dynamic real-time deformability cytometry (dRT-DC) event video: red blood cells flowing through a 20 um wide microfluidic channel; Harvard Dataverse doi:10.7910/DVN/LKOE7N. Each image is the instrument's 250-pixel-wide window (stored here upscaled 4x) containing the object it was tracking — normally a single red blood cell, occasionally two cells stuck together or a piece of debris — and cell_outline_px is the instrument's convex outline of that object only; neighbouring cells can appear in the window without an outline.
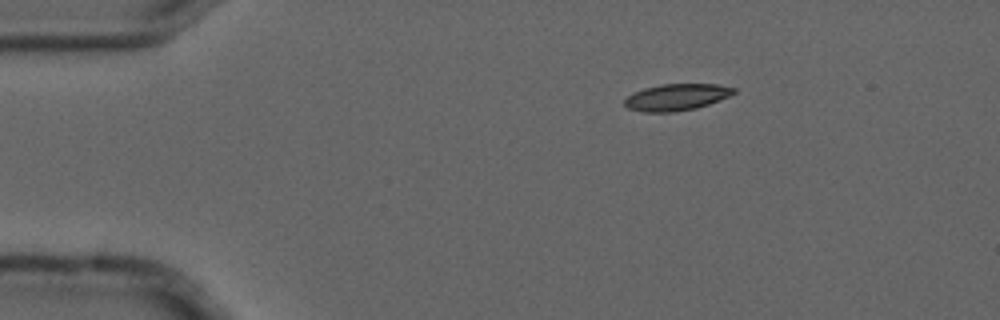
{"species": "common noctule bat (a hibernating species)", "species_latin": "Nyctalus noctula", "temperature_condition": "cold", "stored_images_in_passage": 3, "camera_frame_rate_fps": 3000, "um_per_image_px": 0.085, "animal": {"sex": "male", "forearm_length_mm": 52.5}, "frame": {"image": 1, "passage_image": 1, "time_ms": 0.0, "image_size_px": [1000, 320], "cell_outline_px": [[736, 92], [728, 96], [708, 104], [696, 108], [672, 112], [644, 112], [628, 108], [624, 104], [624, 100], [628, 96], [644, 88], [660, 84], [716, 84], [736, 88]], "centroid_in_image_um": [57.5, 8.25], "position_along_channel_um": 27.5, "area_um2": 16.76}}
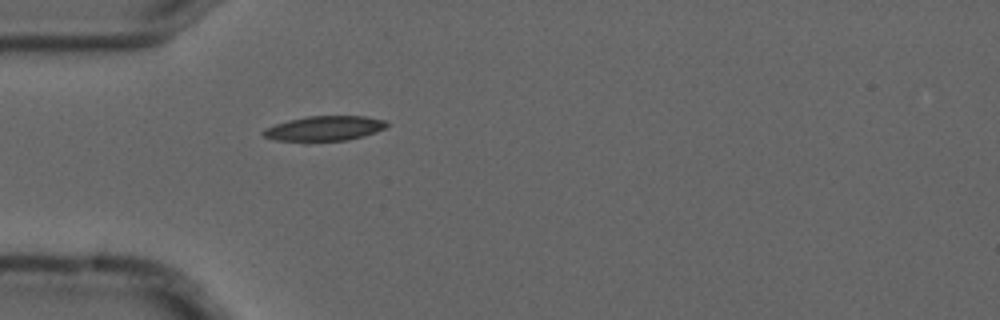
{"frame": {"image": 2, "passage_image": 3, "time_ms": 0.667, "image_size_px": [1000, 320], "cell_outline_px": [[388, 124], [384, 128], [376, 132], [364, 136], [348, 140], [304, 144], [276, 140], [264, 136], [260, 132], [264, 128], [288, 120], [308, 116], [364, 116], [384, 120]], "centroid_in_image_um": [27.5, 10.96], "position_along_channel_um": 57.5, "area_um2": 18.61}}